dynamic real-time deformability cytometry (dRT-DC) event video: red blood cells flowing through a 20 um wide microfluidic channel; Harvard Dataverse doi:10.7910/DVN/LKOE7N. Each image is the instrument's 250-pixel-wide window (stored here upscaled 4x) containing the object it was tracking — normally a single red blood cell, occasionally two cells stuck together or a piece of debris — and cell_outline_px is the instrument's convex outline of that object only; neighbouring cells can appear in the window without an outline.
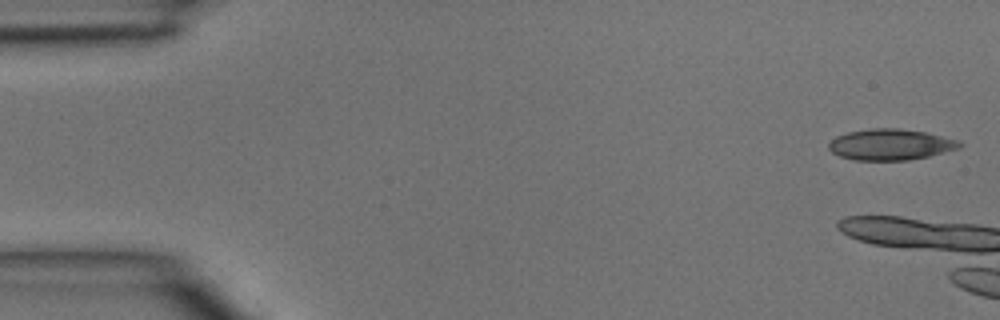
{"species": "common noctule bat (a hibernating species)", "species_latin": "Nyctalus noctula", "temperature_condition": "room temperature", "stored_images_in_passage": 4, "camera_frame_rate_fps": 3000, "um_per_image_px": 0.085, "animal": {"sex": "male", "body_mass_g": 15.6}, "frame": {"image": 1, "passage_image": 1, "time_ms": 0.0, "image_size_px": [1000, 320], "cell_outline_px": [[964, 144], [960, 148], [928, 156], [908, 160], [856, 160], [840, 156], [832, 152], [828, 148], [828, 144], [836, 136], [848, 132], [872, 128], [900, 128], [924, 132], [956, 140]], "centroid_in_image_um": [75.67, 12.28], "position_along_channel_um": 9.3, "area_um2": 23.47}}